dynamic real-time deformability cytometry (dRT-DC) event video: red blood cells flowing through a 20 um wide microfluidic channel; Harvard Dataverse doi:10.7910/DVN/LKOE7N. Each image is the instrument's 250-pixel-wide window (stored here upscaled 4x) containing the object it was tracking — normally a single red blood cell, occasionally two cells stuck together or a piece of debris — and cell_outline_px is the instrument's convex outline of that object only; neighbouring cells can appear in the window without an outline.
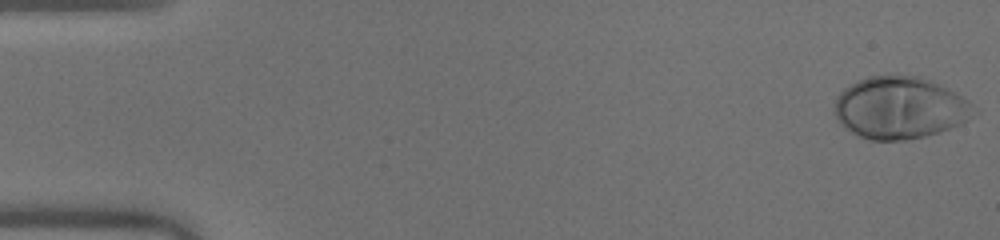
{"species": "human", "species_latin": "Homo sapiens", "temperature_condition": "warm", "stored_images_in_passage": 50, "camera_frame_rate_fps": 3000, "um_per_image_px": 0.085, "donor": {"sex": "male"}, "frame": {"image": 1, "passage_image": 1, "time_ms": 0.0, "image_size_px": [1000, 240], "cell_outline_px": [[980, 112], [968, 120], [960, 124], [924, 136], [904, 140], [868, 140], [856, 136], [844, 128], [840, 124], [832, 108], [836, 96], [844, 88], [868, 76], [920, 76], [948, 88], [956, 92], [980, 108]], "centroid_in_image_um": [76.5, 9.17], "position_along_channel_um": 8.5, "area_um2": 50.86}}
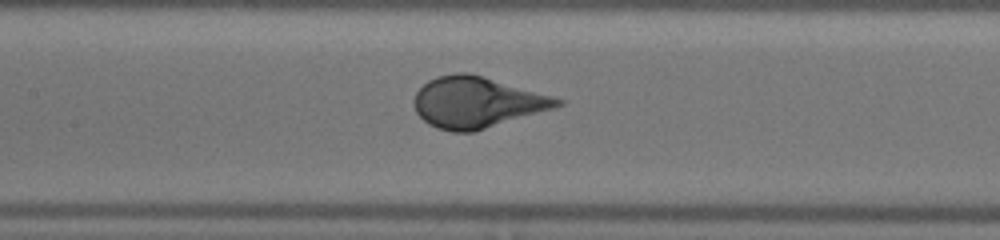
{"frame": {"image": 2, "passage_image": 24, "time_ms": 7.667, "image_size_px": [1000, 240], "cell_outline_px": [[564, 104], [552, 108], [472, 132], [452, 132], [436, 128], [428, 124], [416, 112], [412, 104], [412, 100], [416, 92], [428, 80], [436, 76], [456, 72], [464, 72], [480, 76], [552, 96], [564, 100]], "centroid_in_image_um": [40.44, 8.7], "position_along_channel_um": 167.0, "area_um2": 41.91}}
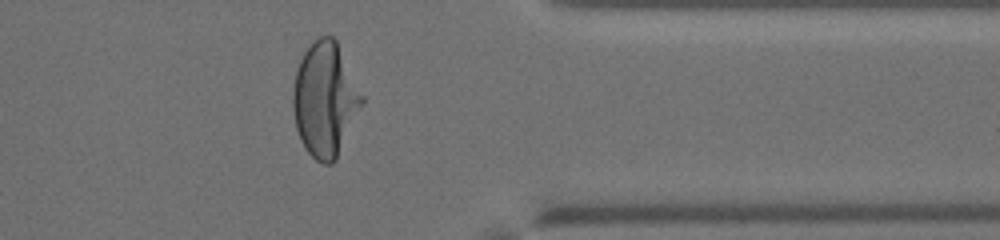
{"frame": {"image": 3, "passage_image": 41, "time_ms": 13.333, "image_size_px": [1000, 240], "cell_outline_px": [[364, 100], [336, 160], [332, 164], [324, 164], [316, 160], [308, 152], [300, 140], [296, 128], [292, 104], [292, 88], [296, 72], [300, 60], [308, 44], [316, 36], [332, 36], [336, 40], [364, 96]], "centroid_in_image_um": [27.61, 8.43], "position_along_channel_um": 383.8, "area_um2": 45.95}}